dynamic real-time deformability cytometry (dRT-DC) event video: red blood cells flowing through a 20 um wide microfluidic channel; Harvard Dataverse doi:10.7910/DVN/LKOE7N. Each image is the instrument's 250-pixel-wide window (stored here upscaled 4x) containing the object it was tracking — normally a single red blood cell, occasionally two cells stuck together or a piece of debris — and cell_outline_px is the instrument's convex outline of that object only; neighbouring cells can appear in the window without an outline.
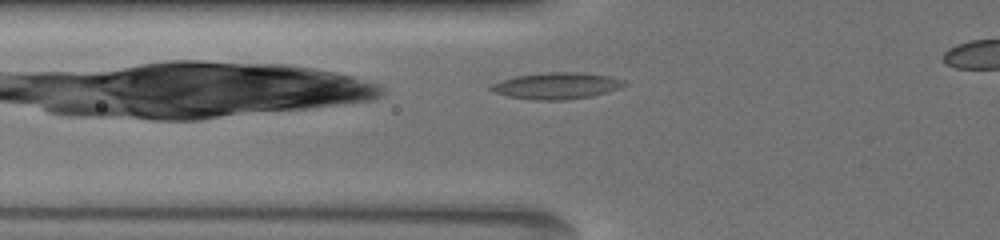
{"species": "common noctule bat (a hibernating species)", "species_latin": "Nyctalus noctula", "temperature_condition": "warm", "stored_images_in_passage": 7, "camera_frame_rate_fps": 3000, "um_per_image_px": 0.085, "animal": {"sex": "female", "body_mass_g": 19.5, "forearm_length_mm": 54.1}, "frame": {"image": 1, "passage_image": 2, "time_ms": 0.667, "image_size_px": [1000, 240], "cell_outline_px": [[628, 84], [592, 96], [564, 100], [536, 100], [508, 96], [496, 92], [488, 88], [492, 84], [500, 80], [516, 76], [548, 72], [580, 72], [612, 76], [624, 80]], "centroid_in_image_um": [47.31, 7.28], "position_along_channel_um": 78.5, "area_um2": 20.4}}
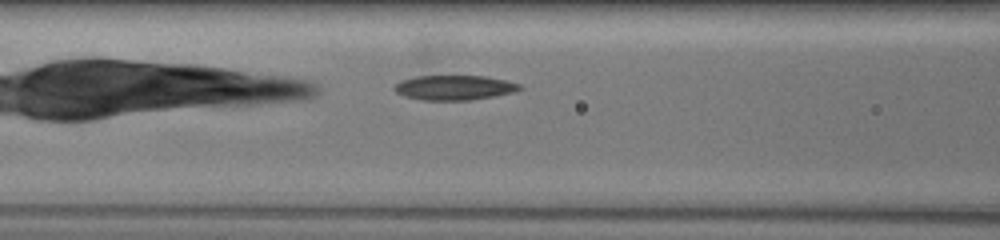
{"frame": {"image": 2, "passage_image": 4, "time_ms": 2.0, "image_size_px": [1000, 240], "cell_outline_px": [[524, 88], [516, 92], [468, 100], [424, 100], [404, 96], [396, 92], [392, 88], [400, 80], [416, 76], [488, 76], [520, 84]], "centroid_in_image_um": [38.62, 7.44], "position_along_channel_um": 128.0, "area_um2": 18.09}}
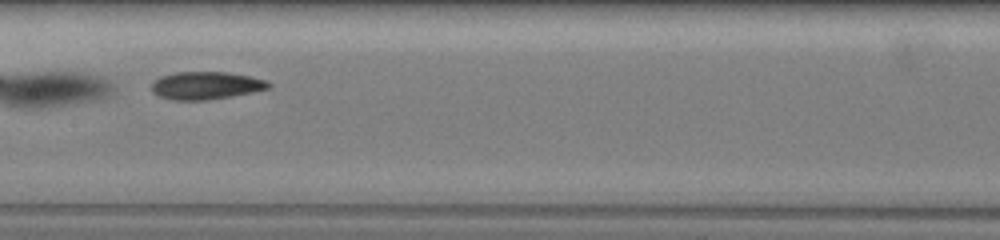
{"frame": {"image": 3, "passage_image": 6, "time_ms": 3.667, "image_size_px": [1000, 240], "cell_outline_px": [[272, 84], [268, 88], [252, 92], [232, 96], [208, 100], [176, 100], [160, 96], [152, 92], [152, 84], [160, 76], [176, 72], [228, 72], [248, 76], [264, 80]], "centroid_in_image_um": [17.49, 7.26], "position_along_channel_um": 189.9, "area_um2": 18.67}}